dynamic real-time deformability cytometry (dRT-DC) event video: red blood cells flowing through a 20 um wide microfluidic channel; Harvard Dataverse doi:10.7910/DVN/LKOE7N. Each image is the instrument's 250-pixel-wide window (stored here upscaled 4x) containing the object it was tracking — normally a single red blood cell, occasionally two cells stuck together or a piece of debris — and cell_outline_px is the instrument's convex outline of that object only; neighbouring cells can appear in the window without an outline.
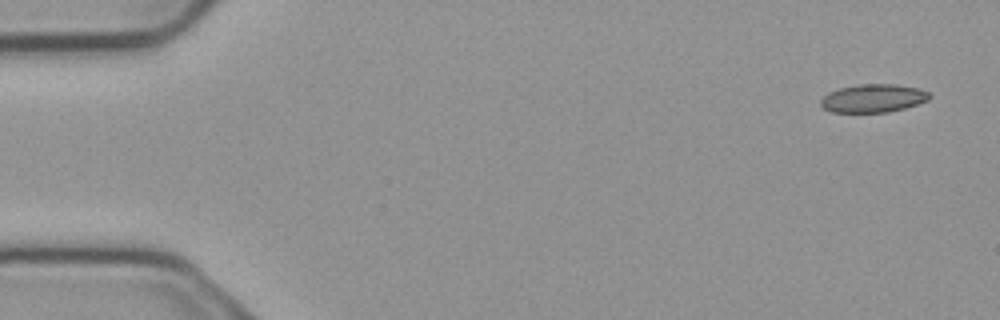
{"species": "common noctule bat (a hibernating species)", "species_latin": "Nyctalus noctula", "temperature_condition": "cold", "stored_images_in_passage": 9, "camera_frame_rate_fps": 3000, "um_per_image_px": 0.085, "animal": {"sex": "male", "body_mass_g": 23.1, "forearm_length_mm": 52.7}, "frame": {"image": 1, "passage_image": 1, "time_ms": 0.0, "image_size_px": [1000, 320], "cell_outline_px": [[932, 96], [928, 100], [904, 108], [888, 112], [832, 112], [824, 108], [820, 104], [820, 100], [828, 92], [840, 88], [860, 84], [892, 84], [920, 88], [928, 92]], "centroid_in_image_um": [74.22, 8.35], "position_along_channel_um": 10.8, "area_um2": 17.8}}
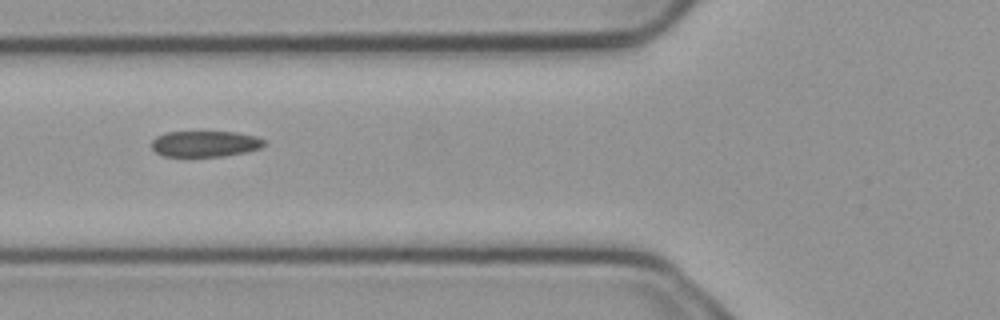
{"frame": {"image": 2, "passage_image": 6, "time_ms": 1.667, "image_size_px": [1000, 320], "cell_outline_px": [[264, 144], [260, 148], [244, 152], [224, 156], [164, 156], [156, 152], [152, 148], [152, 140], [156, 136], [164, 132], [236, 132], [256, 136], [264, 140]], "centroid_in_image_um": [17.4, 12.21], "position_along_channel_um": 108.4, "area_um2": 16.94}}
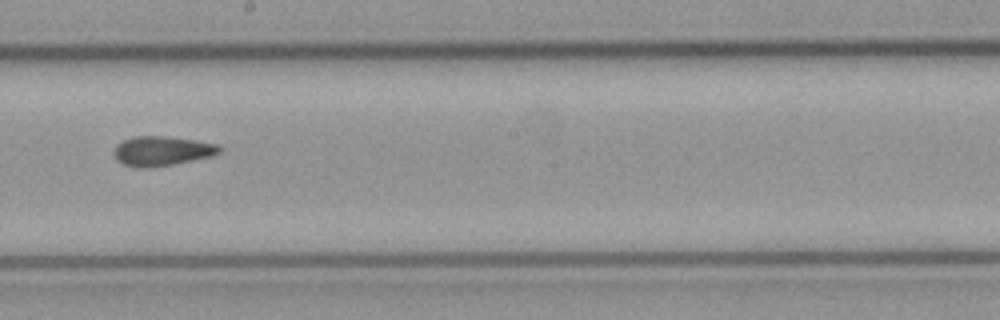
{"frame": {"image": 3, "passage_image": 9, "time_ms": 2.667, "image_size_px": [1000, 320], "cell_outline_px": [[224, 148], [220, 152], [212, 156], [152, 168], [140, 168], [124, 164], [116, 160], [112, 152], [116, 144], [132, 136], [164, 136], [196, 140], [220, 144]], "centroid_in_image_um": [13.77, 12.83], "position_along_channel_um": 234.4, "area_um2": 18.44}}